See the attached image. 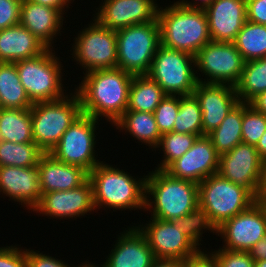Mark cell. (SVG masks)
I'll return each mask as SVG.
<instances>
[{
	"label": "cell",
	"mask_w": 266,
	"mask_h": 267,
	"mask_svg": "<svg viewBox=\"0 0 266 267\" xmlns=\"http://www.w3.org/2000/svg\"><path fill=\"white\" fill-rule=\"evenodd\" d=\"M257 202L263 207L266 213V193H259Z\"/></svg>",
	"instance_id": "816d5d0a"
},
{
	"label": "cell",
	"mask_w": 266,
	"mask_h": 267,
	"mask_svg": "<svg viewBox=\"0 0 266 267\" xmlns=\"http://www.w3.org/2000/svg\"><path fill=\"white\" fill-rule=\"evenodd\" d=\"M22 0H0V30L20 24Z\"/></svg>",
	"instance_id": "ab89813d"
},
{
	"label": "cell",
	"mask_w": 266,
	"mask_h": 267,
	"mask_svg": "<svg viewBox=\"0 0 266 267\" xmlns=\"http://www.w3.org/2000/svg\"><path fill=\"white\" fill-rule=\"evenodd\" d=\"M183 234L199 249L203 233L217 234V228L212 223L208 212L199 205L181 219L175 220Z\"/></svg>",
	"instance_id": "d590c367"
},
{
	"label": "cell",
	"mask_w": 266,
	"mask_h": 267,
	"mask_svg": "<svg viewBox=\"0 0 266 267\" xmlns=\"http://www.w3.org/2000/svg\"><path fill=\"white\" fill-rule=\"evenodd\" d=\"M179 111V95H166L153 112L159 132H172Z\"/></svg>",
	"instance_id": "74e56055"
},
{
	"label": "cell",
	"mask_w": 266,
	"mask_h": 267,
	"mask_svg": "<svg viewBox=\"0 0 266 267\" xmlns=\"http://www.w3.org/2000/svg\"><path fill=\"white\" fill-rule=\"evenodd\" d=\"M242 102H238L223 119L219 127L211 131L210 138L216 152L221 155L231 151L242 141Z\"/></svg>",
	"instance_id": "f546056e"
},
{
	"label": "cell",
	"mask_w": 266,
	"mask_h": 267,
	"mask_svg": "<svg viewBox=\"0 0 266 267\" xmlns=\"http://www.w3.org/2000/svg\"><path fill=\"white\" fill-rule=\"evenodd\" d=\"M204 11L211 41L233 43L247 21L244 0H214Z\"/></svg>",
	"instance_id": "7402d4cb"
},
{
	"label": "cell",
	"mask_w": 266,
	"mask_h": 267,
	"mask_svg": "<svg viewBox=\"0 0 266 267\" xmlns=\"http://www.w3.org/2000/svg\"><path fill=\"white\" fill-rule=\"evenodd\" d=\"M264 165L255 146L241 142L220 155L217 173L247 188L257 198L262 187Z\"/></svg>",
	"instance_id": "4fadbf2b"
},
{
	"label": "cell",
	"mask_w": 266,
	"mask_h": 267,
	"mask_svg": "<svg viewBox=\"0 0 266 267\" xmlns=\"http://www.w3.org/2000/svg\"><path fill=\"white\" fill-rule=\"evenodd\" d=\"M255 267H266V260L255 261Z\"/></svg>",
	"instance_id": "db71d44e"
},
{
	"label": "cell",
	"mask_w": 266,
	"mask_h": 267,
	"mask_svg": "<svg viewBox=\"0 0 266 267\" xmlns=\"http://www.w3.org/2000/svg\"><path fill=\"white\" fill-rule=\"evenodd\" d=\"M194 1V2H193ZM214 0H178V2L188 8H197V9H205L208 7Z\"/></svg>",
	"instance_id": "681fc988"
},
{
	"label": "cell",
	"mask_w": 266,
	"mask_h": 267,
	"mask_svg": "<svg viewBox=\"0 0 266 267\" xmlns=\"http://www.w3.org/2000/svg\"><path fill=\"white\" fill-rule=\"evenodd\" d=\"M148 221L137 227L146 237L156 259L185 261L199 251L175 221L152 217Z\"/></svg>",
	"instance_id": "5bb4252c"
},
{
	"label": "cell",
	"mask_w": 266,
	"mask_h": 267,
	"mask_svg": "<svg viewBox=\"0 0 266 267\" xmlns=\"http://www.w3.org/2000/svg\"><path fill=\"white\" fill-rule=\"evenodd\" d=\"M0 102L3 108L30 109L29 100L20 82L14 62H0Z\"/></svg>",
	"instance_id": "f1b7e54d"
},
{
	"label": "cell",
	"mask_w": 266,
	"mask_h": 267,
	"mask_svg": "<svg viewBox=\"0 0 266 267\" xmlns=\"http://www.w3.org/2000/svg\"><path fill=\"white\" fill-rule=\"evenodd\" d=\"M194 56L160 44L147 75L167 95H191L198 83Z\"/></svg>",
	"instance_id": "30bf717a"
},
{
	"label": "cell",
	"mask_w": 266,
	"mask_h": 267,
	"mask_svg": "<svg viewBox=\"0 0 266 267\" xmlns=\"http://www.w3.org/2000/svg\"><path fill=\"white\" fill-rule=\"evenodd\" d=\"M184 267H219L215 257L209 251L199 250L184 261Z\"/></svg>",
	"instance_id": "ee69618b"
},
{
	"label": "cell",
	"mask_w": 266,
	"mask_h": 267,
	"mask_svg": "<svg viewBox=\"0 0 266 267\" xmlns=\"http://www.w3.org/2000/svg\"><path fill=\"white\" fill-rule=\"evenodd\" d=\"M220 155L207 135L199 136L192 147L164 171L171 177L199 184L218 172Z\"/></svg>",
	"instance_id": "ac0fdd59"
},
{
	"label": "cell",
	"mask_w": 266,
	"mask_h": 267,
	"mask_svg": "<svg viewBox=\"0 0 266 267\" xmlns=\"http://www.w3.org/2000/svg\"><path fill=\"white\" fill-rule=\"evenodd\" d=\"M166 95L147 74L133 75L126 111L153 113Z\"/></svg>",
	"instance_id": "4316f807"
},
{
	"label": "cell",
	"mask_w": 266,
	"mask_h": 267,
	"mask_svg": "<svg viewBox=\"0 0 266 267\" xmlns=\"http://www.w3.org/2000/svg\"><path fill=\"white\" fill-rule=\"evenodd\" d=\"M239 102L248 103L266 91V64L263 60L245 62L241 79L235 86Z\"/></svg>",
	"instance_id": "1f68e13d"
},
{
	"label": "cell",
	"mask_w": 266,
	"mask_h": 267,
	"mask_svg": "<svg viewBox=\"0 0 266 267\" xmlns=\"http://www.w3.org/2000/svg\"><path fill=\"white\" fill-rule=\"evenodd\" d=\"M242 141L256 146L266 131V116L242 102Z\"/></svg>",
	"instance_id": "8d00e7d4"
},
{
	"label": "cell",
	"mask_w": 266,
	"mask_h": 267,
	"mask_svg": "<svg viewBox=\"0 0 266 267\" xmlns=\"http://www.w3.org/2000/svg\"><path fill=\"white\" fill-rule=\"evenodd\" d=\"M159 7L161 45L192 56L211 41L204 9L188 8L178 1Z\"/></svg>",
	"instance_id": "277c9868"
},
{
	"label": "cell",
	"mask_w": 266,
	"mask_h": 267,
	"mask_svg": "<svg viewBox=\"0 0 266 267\" xmlns=\"http://www.w3.org/2000/svg\"><path fill=\"white\" fill-rule=\"evenodd\" d=\"M48 47L21 24L0 30V62H16L42 54Z\"/></svg>",
	"instance_id": "d4e9b609"
},
{
	"label": "cell",
	"mask_w": 266,
	"mask_h": 267,
	"mask_svg": "<svg viewBox=\"0 0 266 267\" xmlns=\"http://www.w3.org/2000/svg\"><path fill=\"white\" fill-rule=\"evenodd\" d=\"M39 184L42 194L67 191L82 185L89 173L76 165L63 163L50 153H44L38 163Z\"/></svg>",
	"instance_id": "cb8c5ba5"
},
{
	"label": "cell",
	"mask_w": 266,
	"mask_h": 267,
	"mask_svg": "<svg viewBox=\"0 0 266 267\" xmlns=\"http://www.w3.org/2000/svg\"><path fill=\"white\" fill-rule=\"evenodd\" d=\"M33 210L41 200L38 165L34 167L0 166V195Z\"/></svg>",
	"instance_id": "44dd1931"
},
{
	"label": "cell",
	"mask_w": 266,
	"mask_h": 267,
	"mask_svg": "<svg viewBox=\"0 0 266 267\" xmlns=\"http://www.w3.org/2000/svg\"><path fill=\"white\" fill-rule=\"evenodd\" d=\"M254 261L266 260V234L249 251Z\"/></svg>",
	"instance_id": "bcb514c9"
},
{
	"label": "cell",
	"mask_w": 266,
	"mask_h": 267,
	"mask_svg": "<svg viewBox=\"0 0 266 267\" xmlns=\"http://www.w3.org/2000/svg\"><path fill=\"white\" fill-rule=\"evenodd\" d=\"M130 172L109 165L105 161L99 163L89 172L92 183L95 209L103 207L116 210H145L146 176L136 178ZM106 208V209H105Z\"/></svg>",
	"instance_id": "7a4b0ae2"
},
{
	"label": "cell",
	"mask_w": 266,
	"mask_h": 267,
	"mask_svg": "<svg viewBox=\"0 0 266 267\" xmlns=\"http://www.w3.org/2000/svg\"><path fill=\"white\" fill-rule=\"evenodd\" d=\"M0 140L13 143L34 142L31 109L3 108L0 111Z\"/></svg>",
	"instance_id": "83f0119b"
},
{
	"label": "cell",
	"mask_w": 266,
	"mask_h": 267,
	"mask_svg": "<svg viewBox=\"0 0 266 267\" xmlns=\"http://www.w3.org/2000/svg\"><path fill=\"white\" fill-rule=\"evenodd\" d=\"M199 206L208 212L216 228L247 210L257 198L245 187L223 178L218 173L198 184Z\"/></svg>",
	"instance_id": "52a82bcc"
},
{
	"label": "cell",
	"mask_w": 266,
	"mask_h": 267,
	"mask_svg": "<svg viewBox=\"0 0 266 267\" xmlns=\"http://www.w3.org/2000/svg\"><path fill=\"white\" fill-rule=\"evenodd\" d=\"M198 136L187 133L168 132L162 134L156 149L162 150L163 159L155 167L157 170H165L173 161L182 157L193 145ZM160 148V149H159Z\"/></svg>",
	"instance_id": "e575fe53"
},
{
	"label": "cell",
	"mask_w": 266,
	"mask_h": 267,
	"mask_svg": "<svg viewBox=\"0 0 266 267\" xmlns=\"http://www.w3.org/2000/svg\"><path fill=\"white\" fill-rule=\"evenodd\" d=\"M245 62L266 57V25L246 21L233 42Z\"/></svg>",
	"instance_id": "4dcf8cb0"
},
{
	"label": "cell",
	"mask_w": 266,
	"mask_h": 267,
	"mask_svg": "<svg viewBox=\"0 0 266 267\" xmlns=\"http://www.w3.org/2000/svg\"><path fill=\"white\" fill-rule=\"evenodd\" d=\"M75 87L82 113L97 120L105 117L113 125L127 110L129 88L133 75L119 68L84 73Z\"/></svg>",
	"instance_id": "6da1fadb"
},
{
	"label": "cell",
	"mask_w": 266,
	"mask_h": 267,
	"mask_svg": "<svg viewBox=\"0 0 266 267\" xmlns=\"http://www.w3.org/2000/svg\"><path fill=\"white\" fill-rule=\"evenodd\" d=\"M30 1L40 5H45L55 9H59L63 14H66L67 12L65 11H68L67 9L70 8L69 5H71L72 2H74L75 0H30Z\"/></svg>",
	"instance_id": "f6af8a7d"
},
{
	"label": "cell",
	"mask_w": 266,
	"mask_h": 267,
	"mask_svg": "<svg viewBox=\"0 0 266 267\" xmlns=\"http://www.w3.org/2000/svg\"><path fill=\"white\" fill-rule=\"evenodd\" d=\"M202 111L203 135L219 127L229 111L239 102L236 88L228 84L197 83L193 92Z\"/></svg>",
	"instance_id": "d6986e66"
},
{
	"label": "cell",
	"mask_w": 266,
	"mask_h": 267,
	"mask_svg": "<svg viewBox=\"0 0 266 267\" xmlns=\"http://www.w3.org/2000/svg\"><path fill=\"white\" fill-rule=\"evenodd\" d=\"M262 60H263V61L265 62V64H266V57H264Z\"/></svg>",
	"instance_id": "6f0895ef"
},
{
	"label": "cell",
	"mask_w": 266,
	"mask_h": 267,
	"mask_svg": "<svg viewBox=\"0 0 266 267\" xmlns=\"http://www.w3.org/2000/svg\"><path fill=\"white\" fill-rule=\"evenodd\" d=\"M151 267H184V261L176 259H155Z\"/></svg>",
	"instance_id": "c3c4849f"
},
{
	"label": "cell",
	"mask_w": 266,
	"mask_h": 267,
	"mask_svg": "<svg viewBox=\"0 0 266 267\" xmlns=\"http://www.w3.org/2000/svg\"><path fill=\"white\" fill-rule=\"evenodd\" d=\"M86 263H84L81 267H96V264L94 263H89V261H85Z\"/></svg>",
	"instance_id": "11a10c76"
},
{
	"label": "cell",
	"mask_w": 266,
	"mask_h": 267,
	"mask_svg": "<svg viewBox=\"0 0 266 267\" xmlns=\"http://www.w3.org/2000/svg\"><path fill=\"white\" fill-rule=\"evenodd\" d=\"M117 130L129 133L138 142L155 150L159 144L161 133L158 130L157 123L153 113L140 111H125L123 115L113 124L112 127Z\"/></svg>",
	"instance_id": "484cf974"
},
{
	"label": "cell",
	"mask_w": 266,
	"mask_h": 267,
	"mask_svg": "<svg viewBox=\"0 0 266 267\" xmlns=\"http://www.w3.org/2000/svg\"><path fill=\"white\" fill-rule=\"evenodd\" d=\"M17 246L0 247V267H27L26 249Z\"/></svg>",
	"instance_id": "60d3db41"
},
{
	"label": "cell",
	"mask_w": 266,
	"mask_h": 267,
	"mask_svg": "<svg viewBox=\"0 0 266 267\" xmlns=\"http://www.w3.org/2000/svg\"><path fill=\"white\" fill-rule=\"evenodd\" d=\"M116 36L117 68L132 75L147 74L161 44L158 19L116 30Z\"/></svg>",
	"instance_id": "ba28073f"
},
{
	"label": "cell",
	"mask_w": 266,
	"mask_h": 267,
	"mask_svg": "<svg viewBox=\"0 0 266 267\" xmlns=\"http://www.w3.org/2000/svg\"><path fill=\"white\" fill-rule=\"evenodd\" d=\"M173 132L203 136L202 111L194 94L179 96V111Z\"/></svg>",
	"instance_id": "836d02e7"
},
{
	"label": "cell",
	"mask_w": 266,
	"mask_h": 267,
	"mask_svg": "<svg viewBox=\"0 0 266 267\" xmlns=\"http://www.w3.org/2000/svg\"><path fill=\"white\" fill-rule=\"evenodd\" d=\"M247 20L266 25V0H249L246 2Z\"/></svg>",
	"instance_id": "7bdbcfd3"
},
{
	"label": "cell",
	"mask_w": 266,
	"mask_h": 267,
	"mask_svg": "<svg viewBox=\"0 0 266 267\" xmlns=\"http://www.w3.org/2000/svg\"><path fill=\"white\" fill-rule=\"evenodd\" d=\"M266 234V213L256 201L217 228L223 249L249 252Z\"/></svg>",
	"instance_id": "9a60e30c"
},
{
	"label": "cell",
	"mask_w": 266,
	"mask_h": 267,
	"mask_svg": "<svg viewBox=\"0 0 266 267\" xmlns=\"http://www.w3.org/2000/svg\"><path fill=\"white\" fill-rule=\"evenodd\" d=\"M219 267H255L249 252L218 248L210 251Z\"/></svg>",
	"instance_id": "f35d334b"
},
{
	"label": "cell",
	"mask_w": 266,
	"mask_h": 267,
	"mask_svg": "<svg viewBox=\"0 0 266 267\" xmlns=\"http://www.w3.org/2000/svg\"><path fill=\"white\" fill-rule=\"evenodd\" d=\"M92 21L74 38L72 61L85 73L117 68L116 31L103 27L95 18Z\"/></svg>",
	"instance_id": "9c48e42d"
},
{
	"label": "cell",
	"mask_w": 266,
	"mask_h": 267,
	"mask_svg": "<svg viewBox=\"0 0 266 267\" xmlns=\"http://www.w3.org/2000/svg\"><path fill=\"white\" fill-rule=\"evenodd\" d=\"M26 257L27 267H75L73 265L70 266L68 263H65L63 260L54 256H50L49 254H43L38 250L34 251V249L30 250L26 248ZM84 263L85 262L76 267H81Z\"/></svg>",
	"instance_id": "b9f144b4"
},
{
	"label": "cell",
	"mask_w": 266,
	"mask_h": 267,
	"mask_svg": "<svg viewBox=\"0 0 266 267\" xmlns=\"http://www.w3.org/2000/svg\"><path fill=\"white\" fill-rule=\"evenodd\" d=\"M99 121L82 114L63 133L60 141L49 152L57 160L76 165L88 173L102 161L96 156V135ZM96 133V135H95ZM96 152V153H95ZM96 156V157H95Z\"/></svg>",
	"instance_id": "7c38bea8"
},
{
	"label": "cell",
	"mask_w": 266,
	"mask_h": 267,
	"mask_svg": "<svg viewBox=\"0 0 266 267\" xmlns=\"http://www.w3.org/2000/svg\"><path fill=\"white\" fill-rule=\"evenodd\" d=\"M248 104L257 112L266 116V91L259 93Z\"/></svg>",
	"instance_id": "7dc6e473"
},
{
	"label": "cell",
	"mask_w": 266,
	"mask_h": 267,
	"mask_svg": "<svg viewBox=\"0 0 266 267\" xmlns=\"http://www.w3.org/2000/svg\"><path fill=\"white\" fill-rule=\"evenodd\" d=\"M73 91L62 99L35 103L30 108L33 141L44 153H49L63 133L83 114L80 97Z\"/></svg>",
	"instance_id": "8992f818"
},
{
	"label": "cell",
	"mask_w": 266,
	"mask_h": 267,
	"mask_svg": "<svg viewBox=\"0 0 266 267\" xmlns=\"http://www.w3.org/2000/svg\"><path fill=\"white\" fill-rule=\"evenodd\" d=\"M135 225L119 233L100 267H151L156 258L146 237ZM96 267H99L98 264Z\"/></svg>",
	"instance_id": "ffe728a7"
},
{
	"label": "cell",
	"mask_w": 266,
	"mask_h": 267,
	"mask_svg": "<svg viewBox=\"0 0 266 267\" xmlns=\"http://www.w3.org/2000/svg\"><path fill=\"white\" fill-rule=\"evenodd\" d=\"M194 59L199 83L228 84L234 87L241 79L245 64L235 44L230 42L210 41L196 53ZM201 75L205 76L204 79Z\"/></svg>",
	"instance_id": "8fae6325"
},
{
	"label": "cell",
	"mask_w": 266,
	"mask_h": 267,
	"mask_svg": "<svg viewBox=\"0 0 266 267\" xmlns=\"http://www.w3.org/2000/svg\"><path fill=\"white\" fill-rule=\"evenodd\" d=\"M96 212L92 183L89 178L80 186L67 191L42 194L39 204L32 210L50 218L73 219ZM91 212V213H90Z\"/></svg>",
	"instance_id": "2e32d148"
},
{
	"label": "cell",
	"mask_w": 266,
	"mask_h": 267,
	"mask_svg": "<svg viewBox=\"0 0 266 267\" xmlns=\"http://www.w3.org/2000/svg\"><path fill=\"white\" fill-rule=\"evenodd\" d=\"M65 14L59 9L22 0L20 24L35 35L48 48L61 36ZM56 37V38H54Z\"/></svg>",
	"instance_id": "603a6c76"
},
{
	"label": "cell",
	"mask_w": 266,
	"mask_h": 267,
	"mask_svg": "<svg viewBox=\"0 0 266 267\" xmlns=\"http://www.w3.org/2000/svg\"><path fill=\"white\" fill-rule=\"evenodd\" d=\"M259 193H266V162L264 165V175H263L262 187H261Z\"/></svg>",
	"instance_id": "f5cc1de1"
},
{
	"label": "cell",
	"mask_w": 266,
	"mask_h": 267,
	"mask_svg": "<svg viewBox=\"0 0 266 267\" xmlns=\"http://www.w3.org/2000/svg\"><path fill=\"white\" fill-rule=\"evenodd\" d=\"M55 53L53 48H47L40 55L14 62L32 104L59 100L68 94L62 84L63 64Z\"/></svg>",
	"instance_id": "5b68a950"
},
{
	"label": "cell",
	"mask_w": 266,
	"mask_h": 267,
	"mask_svg": "<svg viewBox=\"0 0 266 267\" xmlns=\"http://www.w3.org/2000/svg\"><path fill=\"white\" fill-rule=\"evenodd\" d=\"M43 154L34 142L13 143L0 140V166L34 167Z\"/></svg>",
	"instance_id": "d6a6232c"
},
{
	"label": "cell",
	"mask_w": 266,
	"mask_h": 267,
	"mask_svg": "<svg viewBox=\"0 0 266 267\" xmlns=\"http://www.w3.org/2000/svg\"><path fill=\"white\" fill-rule=\"evenodd\" d=\"M145 211L152 218L175 221L199 205L198 184L154 169L146 175ZM151 196V197H150Z\"/></svg>",
	"instance_id": "3957f363"
},
{
	"label": "cell",
	"mask_w": 266,
	"mask_h": 267,
	"mask_svg": "<svg viewBox=\"0 0 266 267\" xmlns=\"http://www.w3.org/2000/svg\"><path fill=\"white\" fill-rule=\"evenodd\" d=\"M260 158L266 162V131L259 139L258 143L255 146Z\"/></svg>",
	"instance_id": "f907efd6"
},
{
	"label": "cell",
	"mask_w": 266,
	"mask_h": 267,
	"mask_svg": "<svg viewBox=\"0 0 266 267\" xmlns=\"http://www.w3.org/2000/svg\"><path fill=\"white\" fill-rule=\"evenodd\" d=\"M3 109V107H2V104H1V102H0V111Z\"/></svg>",
	"instance_id": "9f6ffc18"
},
{
	"label": "cell",
	"mask_w": 266,
	"mask_h": 267,
	"mask_svg": "<svg viewBox=\"0 0 266 267\" xmlns=\"http://www.w3.org/2000/svg\"><path fill=\"white\" fill-rule=\"evenodd\" d=\"M159 7L157 0H102L93 18L103 27L116 31L156 21Z\"/></svg>",
	"instance_id": "e0dca14e"
}]
</instances>
